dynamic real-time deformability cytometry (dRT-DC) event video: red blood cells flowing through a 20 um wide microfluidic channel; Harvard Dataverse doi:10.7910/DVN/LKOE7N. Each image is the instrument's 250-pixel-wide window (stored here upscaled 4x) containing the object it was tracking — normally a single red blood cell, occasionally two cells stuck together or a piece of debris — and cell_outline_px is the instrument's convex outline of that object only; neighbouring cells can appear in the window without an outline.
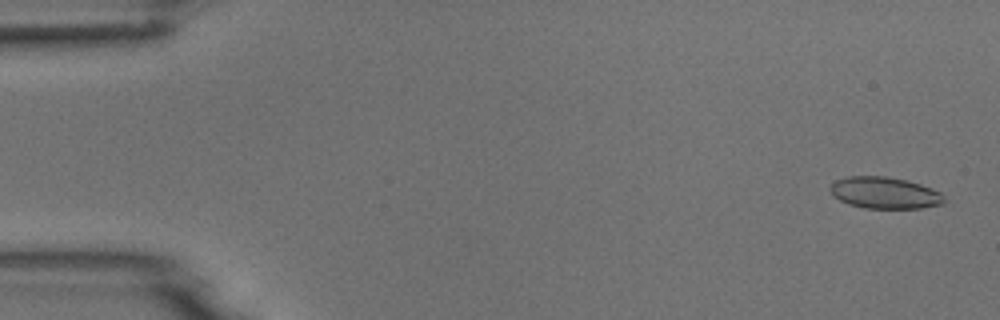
{"species": "common noctule bat (a hibernating species)", "species_latin": "Nyctalus noctula", "temperature_condition": "room temperature", "stored_images_in_passage": 6, "camera_frame_rate_fps": 3000, "um_per_image_px": 0.085, "animal": {"sex": "male", "body_mass_g": 18.8}, "frame": {"image": 1, "passage_image": 1, "time_ms": 0.0, "image_size_px": [1000, 320], "cell_outline_px": [[944, 204], [920, 208], [864, 208], [848, 204], [832, 196], [828, 188], [836, 180], [848, 176], [888, 176], [920, 184], [932, 188], [940, 192], [944, 196]], "centroid_in_image_um": [75.18, 16.39], "position_along_channel_um": 9.8, "area_um2": 21.1}}
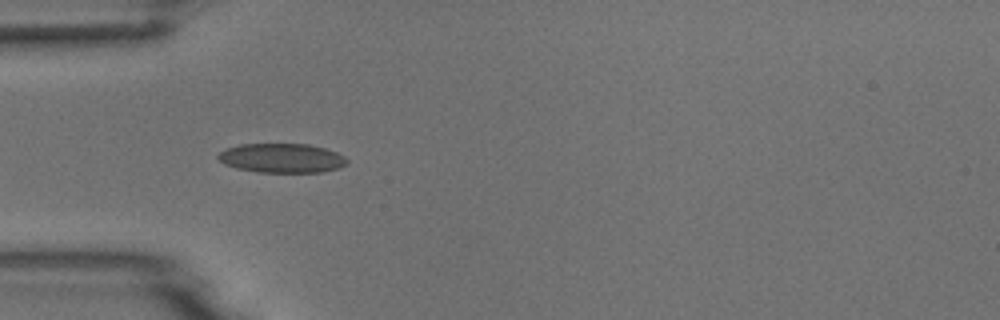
{"frame": {"image": 2, "passage_image": 5, "time_ms": 4.667, "image_size_px": [1000, 320], "cell_outline_px": [[348, 164], [340, 168], [324, 172], [256, 172], [236, 168], [224, 164], [216, 156], [220, 152], [228, 148], [240, 144], [308, 144], [324, 148], [336, 152], [344, 156], [348, 160]], "centroid_in_image_um": [23.98, 13.44], "position_along_channel_um": 61.0, "area_um2": 22.08}}